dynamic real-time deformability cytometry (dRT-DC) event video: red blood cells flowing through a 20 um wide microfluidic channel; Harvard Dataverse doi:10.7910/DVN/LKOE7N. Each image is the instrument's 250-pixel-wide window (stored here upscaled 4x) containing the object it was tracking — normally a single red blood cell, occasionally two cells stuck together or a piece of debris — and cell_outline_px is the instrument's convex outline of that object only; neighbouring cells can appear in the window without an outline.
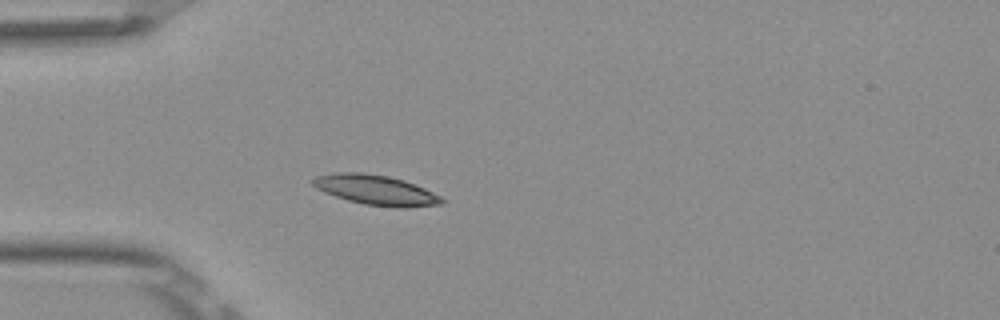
{"species": "Egyptian fruit bat (a non-hibernating species)", "species_latin": "Rousettus aegyptiacus", "temperature_condition": "room temperature", "stored_images_in_passage": 38, "camera_frame_rate_fps": 3000, "um_per_image_px": 0.085, "frame": {"image": 1, "passage_image": 1, "time_ms": 0.0, "image_size_px": [1000, 320], "cell_outline_px": [[444, 204], [404, 208], [396, 208], [364, 204], [348, 200], [324, 192], [316, 188], [312, 184], [312, 180], [316, 176], [336, 172], [364, 172], [388, 176], [404, 180], [424, 188], [440, 196], [444, 200]], "centroid_in_image_um": [31.95, 16.15], "position_along_channel_um": 53.0, "area_um2": 22.54}}
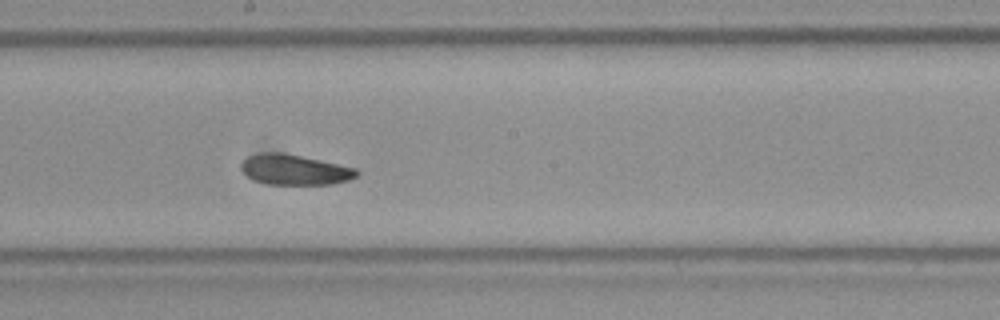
{"frame": {"image": 2, "passage_image": 15, "time_ms": 4.667, "image_size_px": [1000, 320], "cell_outline_px": [[360, 172], [356, 176], [348, 180], [332, 184], [268, 184], [256, 180], [248, 176], [240, 168], [240, 164], [248, 156], [260, 152], [284, 152], [356, 168]], "centroid_in_image_um": [25.04, 14.41], "position_along_channel_um": 223.2, "area_um2": 20.35}}
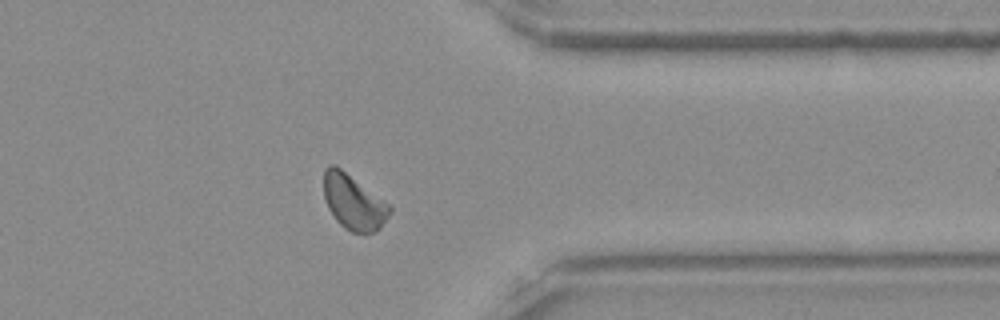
{"frame": {"image": 3, "passage_image": 28, "time_ms": 9.0, "image_size_px": [1000, 320], "cell_outline_px": [[392, 212], [380, 228], [376, 232], [352, 232], [344, 228], [336, 220], [328, 208], [324, 196], [324, 168], [328, 164], [336, 164], [384, 200], [392, 208]], "centroid_in_image_um": [30.04, 17.16], "position_along_channel_um": 381.4, "area_um2": 21.21}, "authors_computed_cell_mechanics": {"area_um2": 20.7502, "velocity_mm_per_s": 3.8476, "shape_relaxation_time_tau1_ms": 2.9098, "shape_relaxation_time_tau2_ms": 3.7442, "deformation_change_tau1": 0.081, "deformation_change_tau2": 0.0802}}